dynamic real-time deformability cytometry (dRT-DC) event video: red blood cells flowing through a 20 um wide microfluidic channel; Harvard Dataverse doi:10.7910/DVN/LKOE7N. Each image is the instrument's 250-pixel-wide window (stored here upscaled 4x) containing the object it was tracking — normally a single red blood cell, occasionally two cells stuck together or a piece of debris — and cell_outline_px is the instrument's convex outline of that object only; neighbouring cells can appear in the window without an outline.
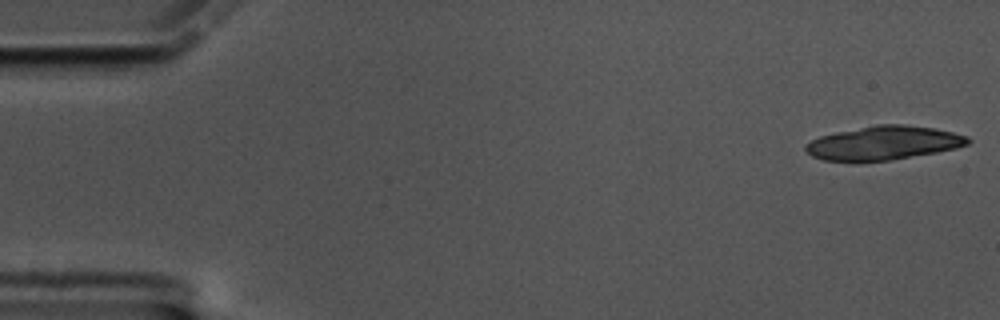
{"species": "common noctule bat (a hibernating species)", "species_latin": "Nyctalus noctula", "temperature_condition": "cold", "stored_images_in_passage": 19, "camera_frame_rate_fps": 3000, "um_per_image_px": 0.085, "animal": {"sex": "male", "body_mass_g": 17.5, "forearm_length_mm": 52.3}, "frame": {"image": 1, "passage_image": 1, "time_ms": 0.0, "image_size_px": [1000, 320], "cell_outline_px": [[972, 140], [968, 144], [956, 148], [936, 152], [888, 160], [824, 160], [812, 156], [804, 148], [804, 144], [820, 136], [836, 132], [876, 124], [904, 124], [932, 128], [952, 132], [968, 136]], "centroid_in_image_um": [75.12, 12.13], "position_along_channel_um": 9.9, "area_um2": 31.5}}